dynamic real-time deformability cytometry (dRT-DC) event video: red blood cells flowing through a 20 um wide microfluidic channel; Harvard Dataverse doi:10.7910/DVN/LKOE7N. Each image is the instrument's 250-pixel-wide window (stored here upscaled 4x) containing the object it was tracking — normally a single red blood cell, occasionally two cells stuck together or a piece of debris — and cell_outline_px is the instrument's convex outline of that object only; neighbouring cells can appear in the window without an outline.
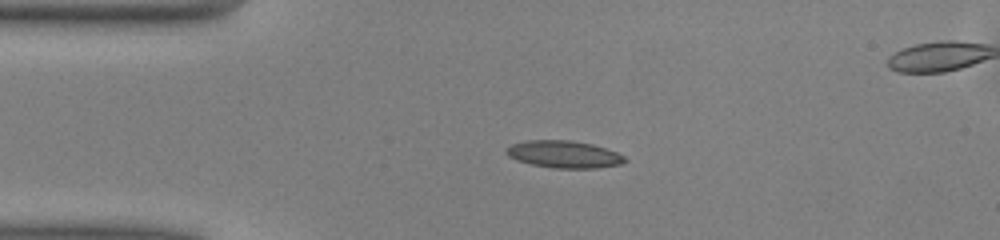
{"species": "common noctule bat (a hibernating species)", "species_latin": "Nyctalus noctula", "temperature_condition": "warm", "stored_images_in_passage": 41, "segment_of_instrument_passage": [1, 2], "camera_frame_rate_fps": 3000, "um_per_image_px": 0.085, "animal": {"sex": "male", "body_mass_g": 13.0, "forearm_length_mm": 53.1}, "frame": {"image": 1, "passage_image": 1, "time_ms": 0.0, "image_size_px": [1000, 240], "cell_outline_px": [[628, 160], [620, 164], [596, 168], [552, 168], [532, 164], [516, 160], [508, 156], [504, 152], [504, 148], [512, 144], [528, 140], [572, 140], [592, 144], [616, 152], [624, 156]], "centroid_in_image_um": [47.9, 13.11], "position_along_channel_um": 37.1, "area_um2": 18.84}}
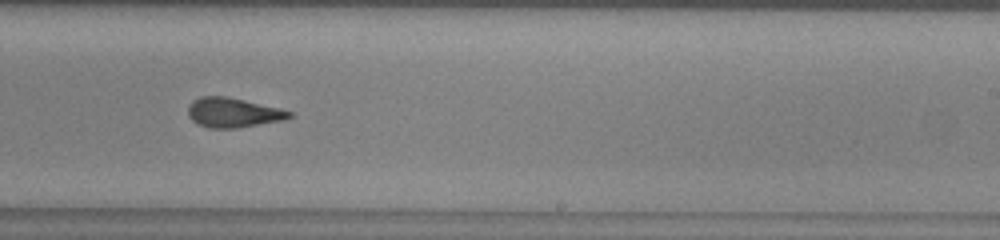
{"frame": {"image": 2, "passage_image": 20, "time_ms": 6.333, "image_size_px": [1000, 240], "cell_outline_px": [[292, 116], [284, 120], [236, 128], [208, 128], [196, 124], [188, 116], [188, 104], [192, 100], [200, 96], [224, 96], [244, 100], [280, 108], [292, 112]], "centroid_in_image_um": [19.77, 9.57], "position_along_channel_um": 269.2, "area_um2": 17.57}}
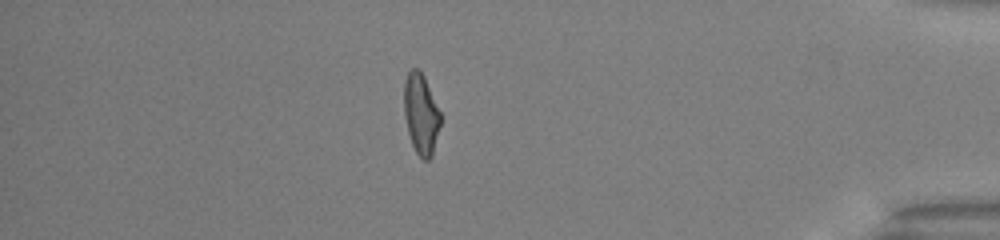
{"frame": {"image": 3, "passage_image": 33, "time_ms": 10.667, "image_size_px": [1000, 240], "cell_outline_px": [[440, 124], [432, 156], [428, 160], [424, 160], [416, 152], [412, 144], [408, 132], [404, 116], [404, 80], [408, 72], [412, 68], [420, 68], [424, 76], [440, 112]], "centroid_in_image_um": [35.77, 9.66], "position_along_channel_um": 399.4, "area_um2": 17.05}}